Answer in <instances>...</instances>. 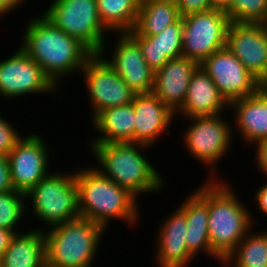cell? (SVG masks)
<instances>
[{
  "mask_svg": "<svg viewBox=\"0 0 267 267\" xmlns=\"http://www.w3.org/2000/svg\"><path fill=\"white\" fill-rule=\"evenodd\" d=\"M25 24L20 47L58 88L66 77L79 74L93 55L84 44L55 27L42 13L30 17Z\"/></svg>",
  "mask_w": 267,
  "mask_h": 267,
  "instance_id": "cell-1",
  "label": "cell"
},
{
  "mask_svg": "<svg viewBox=\"0 0 267 267\" xmlns=\"http://www.w3.org/2000/svg\"><path fill=\"white\" fill-rule=\"evenodd\" d=\"M88 145L87 151L92 152L96 159L94 167L137 199L144 194L155 195L167 189V179L144 154L151 149L150 146L131 142H89Z\"/></svg>",
  "mask_w": 267,
  "mask_h": 267,
  "instance_id": "cell-2",
  "label": "cell"
},
{
  "mask_svg": "<svg viewBox=\"0 0 267 267\" xmlns=\"http://www.w3.org/2000/svg\"><path fill=\"white\" fill-rule=\"evenodd\" d=\"M77 168L78 166L76 184L80 217L98 223L107 230L113 220L125 222L131 228L134 224V227L138 226L142 217L139 207L141 204L134 195L104 176L94 165Z\"/></svg>",
  "mask_w": 267,
  "mask_h": 267,
  "instance_id": "cell-3",
  "label": "cell"
},
{
  "mask_svg": "<svg viewBox=\"0 0 267 267\" xmlns=\"http://www.w3.org/2000/svg\"><path fill=\"white\" fill-rule=\"evenodd\" d=\"M230 182L208 179L209 240L220 259H225L257 224L250 206H245Z\"/></svg>",
  "mask_w": 267,
  "mask_h": 267,
  "instance_id": "cell-4",
  "label": "cell"
},
{
  "mask_svg": "<svg viewBox=\"0 0 267 267\" xmlns=\"http://www.w3.org/2000/svg\"><path fill=\"white\" fill-rule=\"evenodd\" d=\"M46 262L54 267H92L107 230L78 217L46 229Z\"/></svg>",
  "mask_w": 267,
  "mask_h": 267,
  "instance_id": "cell-5",
  "label": "cell"
},
{
  "mask_svg": "<svg viewBox=\"0 0 267 267\" xmlns=\"http://www.w3.org/2000/svg\"><path fill=\"white\" fill-rule=\"evenodd\" d=\"M65 172L56 169L25 194L26 216L33 214L47 228L80 217L76 170Z\"/></svg>",
  "mask_w": 267,
  "mask_h": 267,
  "instance_id": "cell-6",
  "label": "cell"
},
{
  "mask_svg": "<svg viewBox=\"0 0 267 267\" xmlns=\"http://www.w3.org/2000/svg\"><path fill=\"white\" fill-rule=\"evenodd\" d=\"M225 114L186 118L189 124L181 134V142L185 145L191 158L197 159L209 174L206 179H220L218 166L222 158L229 155L233 147L232 122L224 118ZM226 119V120H225ZM234 133V134H233Z\"/></svg>",
  "mask_w": 267,
  "mask_h": 267,
  "instance_id": "cell-7",
  "label": "cell"
},
{
  "mask_svg": "<svg viewBox=\"0 0 267 267\" xmlns=\"http://www.w3.org/2000/svg\"><path fill=\"white\" fill-rule=\"evenodd\" d=\"M42 14L55 27L79 40L93 54L108 52L106 47L109 44L106 42L110 40L106 37L110 32L101 22L96 0H53Z\"/></svg>",
  "mask_w": 267,
  "mask_h": 267,
  "instance_id": "cell-8",
  "label": "cell"
},
{
  "mask_svg": "<svg viewBox=\"0 0 267 267\" xmlns=\"http://www.w3.org/2000/svg\"><path fill=\"white\" fill-rule=\"evenodd\" d=\"M79 76L89 98L91 121L108 108L132 103L136 94L100 54L86 61Z\"/></svg>",
  "mask_w": 267,
  "mask_h": 267,
  "instance_id": "cell-9",
  "label": "cell"
},
{
  "mask_svg": "<svg viewBox=\"0 0 267 267\" xmlns=\"http://www.w3.org/2000/svg\"><path fill=\"white\" fill-rule=\"evenodd\" d=\"M182 55L199 65L214 52L226 46L230 24L223 10L212 9L182 17Z\"/></svg>",
  "mask_w": 267,
  "mask_h": 267,
  "instance_id": "cell-10",
  "label": "cell"
},
{
  "mask_svg": "<svg viewBox=\"0 0 267 267\" xmlns=\"http://www.w3.org/2000/svg\"><path fill=\"white\" fill-rule=\"evenodd\" d=\"M19 48V49H18ZM11 56L0 60V97L4 101L31 94L57 96L58 88L42 68L19 46Z\"/></svg>",
  "mask_w": 267,
  "mask_h": 267,
  "instance_id": "cell-11",
  "label": "cell"
},
{
  "mask_svg": "<svg viewBox=\"0 0 267 267\" xmlns=\"http://www.w3.org/2000/svg\"><path fill=\"white\" fill-rule=\"evenodd\" d=\"M44 136L31 133L23 136L7 156L13 189L26 194L40 180L54 170L49 171L50 148ZM50 148V149H49Z\"/></svg>",
  "mask_w": 267,
  "mask_h": 267,
  "instance_id": "cell-12",
  "label": "cell"
},
{
  "mask_svg": "<svg viewBox=\"0 0 267 267\" xmlns=\"http://www.w3.org/2000/svg\"><path fill=\"white\" fill-rule=\"evenodd\" d=\"M214 81L219 93L230 103L255 94L261 82L252 75L225 46L207 57L200 65Z\"/></svg>",
  "mask_w": 267,
  "mask_h": 267,
  "instance_id": "cell-13",
  "label": "cell"
},
{
  "mask_svg": "<svg viewBox=\"0 0 267 267\" xmlns=\"http://www.w3.org/2000/svg\"><path fill=\"white\" fill-rule=\"evenodd\" d=\"M113 36L111 55L105 51L99 54L136 94L151 93L155 72L145 61L140 46L128 33H113Z\"/></svg>",
  "mask_w": 267,
  "mask_h": 267,
  "instance_id": "cell-14",
  "label": "cell"
},
{
  "mask_svg": "<svg viewBox=\"0 0 267 267\" xmlns=\"http://www.w3.org/2000/svg\"><path fill=\"white\" fill-rule=\"evenodd\" d=\"M226 46L261 83L267 78V28L264 24L230 22Z\"/></svg>",
  "mask_w": 267,
  "mask_h": 267,
  "instance_id": "cell-15",
  "label": "cell"
},
{
  "mask_svg": "<svg viewBox=\"0 0 267 267\" xmlns=\"http://www.w3.org/2000/svg\"><path fill=\"white\" fill-rule=\"evenodd\" d=\"M159 224L155 238L153 261L158 267H189L196 259L187 249L185 241L187 222L185 213L174 208Z\"/></svg>",
  "mask_w": 267,
  "mask_h": 267,
  "instance_id": "cell-16",
  "label": "cell"
},
{
  "mask_svg": "<svg viewBox=\"0 0 267 267\" xmlns=\"http://www.w3.org/2000/svg\"><path fill=\"white\" fill-rule=\"evenodd\" d=\"M131 104L135 113L134 143L154 148L172 127L175 113L152 92L135 94Z\"/></svg>",
  "mask_w": 267,
  "mask_h": 267,
  "instance_id": "cell-17",
  "label": "cell"
},
{
  "mask_svg": "<svg viewBox=\"0 0 267 267\" xmlns=\"http://www.w3.org/2000/svg\"><path fill=\"white\" fill-rule=\"evenodd\" d=\"M178 206L186 216L185 241L188 251L195 257L200 253L218 261L220 258L211 250L208 233V179L204 180Z\"/></svg>",
  "mask_w": 267,
  "mask_h": 267,
  "instance_id": "cell-18",
  "label": "cell"
},
{
  "mask_svg": "<svg viewBox=\"0 0 267 267\" xmlns=\"http://www.w3.org/2000/svg\"><path fill=\"white\" fill-rule=\"evenodd\" d=\"M229 103L219 93L211 77L198 66L191 76L183 105L175 117L191 118L226 113ZM182 116V117H181Z\"/></svg>",
  "mask_w": 267,
  "mask_h": 267,
  "instance_id": "cell-19",
  "label": "cell"
},
{
  "mask_svg": "<svg viewBox=\"0 0 267 267\" xmlns=\"http://www.w3.org/2000/svg\"><path fill=\"white\" fill-rule=\"evenodd\" d=\"M198 66L184 56L170 59L155 72L152 93L175 113L184 103L191 76Z\"/></svg>",
  "mask_w": 267,
  "mask_h": 267,
  "instance_id": "cell-20",
  "label": "cell"
},
{
  "mask_svg": "<svg viewBox=\"0 0 267 267\" xmlns=\"http://www.w3.org/2000/svg\"><path fill=\"white\" fill-rule=\"evenodd\" d=\"M229 107L235 120L233 130L240 141L254 146L267 139V96L260 89L253 95L230 102Z\"/></svg>",
  "mask_w": 267,
  "mask_h": 267,
  "instance_id": "cell-21",
  "label": "cell"
},
{
  "mask_svg": "<svg viewBox=\"0 0 267 267\" xmlns=\"http://www.w3.org/2000/svg\"><path fill=\"white\" fill-rule=\"evenodd\" d=\"M128 34L138 43L149 67L157 72L170 59L182 55L183 22L180 17L158 35H139L134 29Z\"/></svg>",
  "mask_w": 267,
  "mask_h": 267,
  "instance_id": "cell-22",
  "label": "cell"
},
{
  "mask_svg": "<svg viewBox=\"0 0 267 267\" xmlns=\"http://www.w3.org/2000/svg\"><path fill=\"white\" fill-rule=\"evenodd\" d=\"M15 234L0 259V267H43L46 240L41 225ZM38 228V229H37Z\"/></svg>",
  "mask_w": 267,
  "mask_h": 267,
  "instance_id": "cell-23",
  "label": "cell"
},
{
  "mask_svg": "<svg viewBox=\"0 0 267 267\" xmlns=\"http://www.w3.org/2000/svg\"><path fill=\"white\" fill-rule=\"evenodd\" d=\"M91 124L97 136L89 142L134 143L135 113L131 103L100 112Z\"/></svg>",
  "mask_w": 267,
  "mask_h": 267,
  "instance_id": "cell-24",
  "label": "cell"
},
{
  "mask_svg": "<svg viewBox=\"0 0 267 267\" xmlns=\"http://www.w3.org/2000/svg\"><path fill=\"white\" fill-rule=\"evenodd\" d=\"M180 17L175 0H140L134 30L139 35H158Z\"/></svg>",
  "mask_w": 267,
  "mask_h": 267,
  "instance_id": "cell-25",
  "label": "cell"
},
{
  "mask_svg": "<svg viewBox=\"0 0 267 267\" xmlns=\"http://www.w3.org/2000/svg\"><path fill=\"white\" fill-rule=\"evenodd\" d=\"M103 26L111 33H128L135 27L140 0H96Z\"/></svg>",
  "mask_w": 267,
  "mask_h": 267,
  "instance_id": "cell-26",
  "label": "cell"
},
{
  "mask_svg": "<svg viewBox=\"0 0 267 267\" xmlns=\"http://www.w3.org/2000/svg\"><path fill=\"white\" fill-rule=\"evenodd\" d=\"M254 228L225 258L233 267H267V228L260 232Z\"/></svg>",
  "mask_w": 267,
  "mask_h": 267,
  "instance_id": "cell-27",
  "label": "cell"
},
{
  "mask_svg": "<svg viewBox=\"0 0 267 267\" xmlns=\"http://www.w3.org/2000/svg\"><path fill=\"white\" fill-rule=\"evenodd\" d=\"M25 200V194L14 189L0 194V228L15 234L23 232L18 224L23 226L21 221H26Z\"/></svg>",
  "mask_w": 267,
  "mask_h": 267,
  "instance_id": "cell-28",
  "label": "cell"
},
{
  "mask_svg": "<svg viewBox=\"0 0 267 267\" xmlns=\"http://www.w3.org/2000/svg\"><path fill=\"white\" fill-rule=\"evenodd\" d=\"M226 13L233 23L264 24L267 20V0H232Z\"/></svg>",
  "mask_w": 267,
  "mask_h": 267,
  "instance_id": "cell-29",
  "label": "cell"
},
{
  "mask_svg": "<svg viewBox=\"0 0 267 267\" xmlns=\"http://www.w3.org/2000/svg\"><path fill=\"white\" fill-rule=\"evenodd\" d=\"M12 121H8L0 116V154L8 156L14 149L17 142L25 135L20 134L17 127H14Z\"/></svg>",
  "mask_w": 267,
  "mask_h": 267,
  "instance_id": "cell-30",
  "label": "cell"
},
{
  "mask_svg": "<svg viewBox=\"0 0 267 267\" xmlns=\"http://www.w3.org/2000/svg\"><path fill=\"white\" fill-rule=\"evenodd\" d=\"M181 17L198 12L212 10V0H175Z\"/></svg>",
  "mask_w": 267,
  "mask_h": 267,
  "instance_id": "cell-31",
  "label": "cell"
},
{
  "mask_svg": "<svg viewBox=\"0 0 267 267\" xmlns=\"http://www.w3.org/2000/svg\"><path fill=\"white\" fill-rule=\"evenodd\" d=\"M253 147H255L253 160L256 161H254L256 164L255 166H257L256 169H258V172L260 171L267 180V139L261 140Z\"/></svg>",
  "mask_w": 267,
  "mask_h": 267,
  "instance_id": "cell-32",
  "label": "cell"
},
{
  "mask_svg": "<svg viewBox=\"0 0 267 267\" xmlns=\"http://www.w3.org/2000/svg\"><path fill=\"white\" fill-rule=\"evenodd\" d=\"M13 190L7 156L0 154V194Z\"/></svg>",
  "mask_w": 267,
  "mask_h": 267,
  "instance_id": "cell-33",
  "label": "cell"
},
{
  "mask_svg": "<svg viewBox=\"0 0 267 267\" xmlns=\"http://www.w3.org/2000/svg\"><path fill=\"white\" fill-rule=\"evenodd\" d=\"M253 196L254 205L256 206L260 214L267 216V181L262 183V186L256 188Z\"/></svg>",
  "mask_w": 267,
  "mask_h": 267,
  "instance_id": "cell-34",
  "label": "cell"
},
{
  "mask_svg": "<svg viewBox=\"0 0 267 267\" xmlns=\"http://www.w3.org/2000/svg\"><path fill=\"white\" fill-rule=\"evenodd\" d=\"M28 1L29 0H0V19L7 14H14V10L20 9L21 7L27 5L26 3Z\"/></svg>",
  "mask_w": 267,
  "mask_h": 267,
  "instance_id": "cell-35",
  "label": "cell"
},
{
  "mask_svg": "<svg viewBox=\"0 0 267 267\" xmlns=\"http://www.w3.org/2000/svg\"><path fill=\"white\" fill-rule=\"evenodd\" d=\"M14 235L15 233L13 231L0 228V259L8 248L10 241Z\"/></svg>",
  "mask_w": 267,
  "mask_h": 267,
  "instance_id": "cell-36",
  "label": "cell"
},
{
  "mask_svg": "<svg viewBox=\"0 0 267 267\" xmlns=\"http://www.w3.org/2000/svg\"><path fill=\"white\" fill-rule=\"evenodd\" d=\"M232 0H212L213 9L227 11L231 7Z\"/></svg>",
  "mask_w": 267,
  "mask_h": 267,
  "instance_id": "cell-37",
  "label": "cell"
},
{
  "mask_svg": "<svg viewBox=\"0 0 267 267\" xmlns=\"http://www.w3.org/2000/svg\"><path fill=\"white\" fill-rule=\"evenodd\" d=\"M218 263H220L219 266L222 267H233L230 263H228L225 259H219Z\"/></svg>",
  "mask_w": 267,
  "mask_h": 267,
  "instance_id": "cell-38",
  "label": "cell"
},
{
  "mask_svg": "<svg viewBox=\"0 0 267 267\" xmlns=\"http://www.w3.org/2000/svg\"><path fill=\"white\" fill-rule=\"evenodd\" d=\"M260 90L267 96V89L262 84H260Z\"/></svg>",
  "mask_w": 267,
  "mask_h": 267,
  "instance_id": "cell-39",
  "label": "cell"
},
{
  "mask_svg": "<svg viewBox=\"0 0 267 267\" xmlns=\"http://www.w3.org/2000/svg\"><path fill=\"white\" fill-rule=\"evenodd\" d=\"M261 84L267 89V78Z\"/></svg>",
  "mask_w": 267,
  "mask_h": 267,
  "instance_id": "cell-40",
  "label": "cell"
},
{
  "mask_svg": "<svg viewBox=\"0 0 267 267\" xmlns=\"http://www.w3.org/2000/svg\"><path fill=\"white\" fill-rule=\"evenodd\" d=\"M43 267H54V266H51L50 264H48L47 262L44 264Z\"/></svg>",
  "mask_w": 267,
  "mask_h": 267,
  "instance_id": "cell-41",
  "label": "cell"
}]
</instances>
